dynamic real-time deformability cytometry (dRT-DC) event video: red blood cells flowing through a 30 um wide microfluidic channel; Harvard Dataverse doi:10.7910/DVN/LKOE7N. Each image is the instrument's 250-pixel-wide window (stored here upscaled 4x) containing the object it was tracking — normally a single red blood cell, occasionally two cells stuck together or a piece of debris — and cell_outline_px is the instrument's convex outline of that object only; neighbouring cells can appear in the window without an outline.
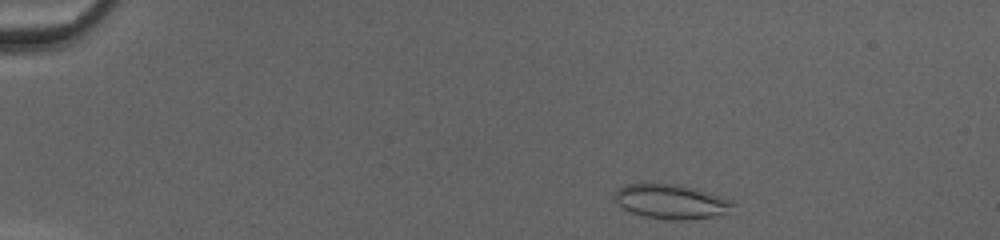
{"species": "common noctule bat (a hibernating species)", "species_latin": "Nyctalus noctula", "temperature_condition": "cold", "stored_images_in_passage": 43, "camera_frame_rate_fps": 3000, "um_per_image_px": 0.085, "animal": {"sex": "female", "body_mass_g": 20.0, "forearm_length_mm": 54.0}, "frame": {"image": 1, "passage_image": 2, "time_ms": 0.333, "image_size_px": [1000, 240], "cell_outline_px": [[736, 204], [724, 212], [716, 216], [692, 220], [664, 220], [640, 216], [624, 208], [612, 200], [616, 192], [620, 188], [628, 184], [676, 184], [692, 188], [732, 200]], "centroid_in_image_um": [57.01, 17.16], "position_along_channel_um": 28.0, "area_um2": 23.58}}
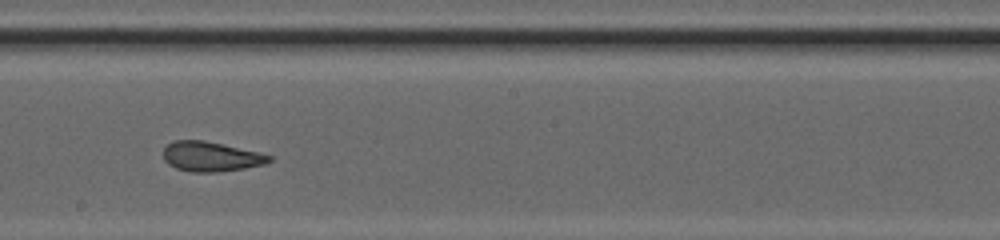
{"frame": {"image": 2, "passage_image": 23, "time_ms": 7.333, "image_size_px": [1000, 240], "cell_outline_px": [[272, 160], [264, 164], [244, 168], [216, 172], [188, 172], [176, 168], [168, 164], [164, 160], [164, 148], [168, 144], [176, 140], [204, 140], [260, 152], [272, 156]], "centroid_in_image_um": [17.92, 13.31], "position_along_channel_um": 230.3, "area_um2": 18.38}}
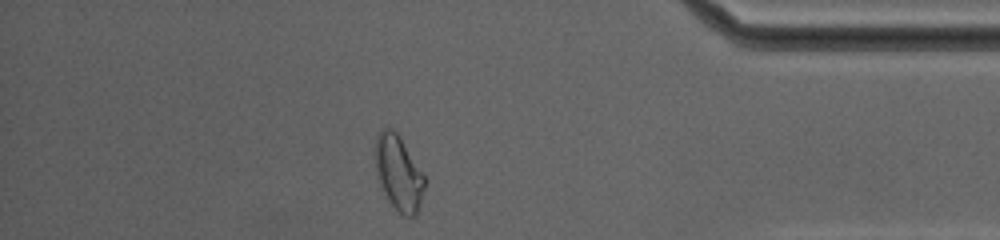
{"frame": {"image": 3, "passage_image": 37, "time_ms": 12.0, "image_size_px": [1000, 240], "cell_outline_px": [[428, 180], [416, 216], [404, 216], [388, 200], [380, 184], [376, 172], [376, 136], [384, 128], [392, 128], [400, 136]], "centroid_in_image_um": [33.93, 14.71], "position_along_channel_um": 401.3, "area_um2": 21.56}, "authors_computed_cell_mechanics": {"area_um2": 20.8658, "velocity_mm_per_s": 4.2368, "shape_relaxation_time_tau1_ms": null, "shape_relaxation_time_tau2_ms": 1.36, "deformation_change_tau1": null, "deformation_change_tau2": 0.0717}}